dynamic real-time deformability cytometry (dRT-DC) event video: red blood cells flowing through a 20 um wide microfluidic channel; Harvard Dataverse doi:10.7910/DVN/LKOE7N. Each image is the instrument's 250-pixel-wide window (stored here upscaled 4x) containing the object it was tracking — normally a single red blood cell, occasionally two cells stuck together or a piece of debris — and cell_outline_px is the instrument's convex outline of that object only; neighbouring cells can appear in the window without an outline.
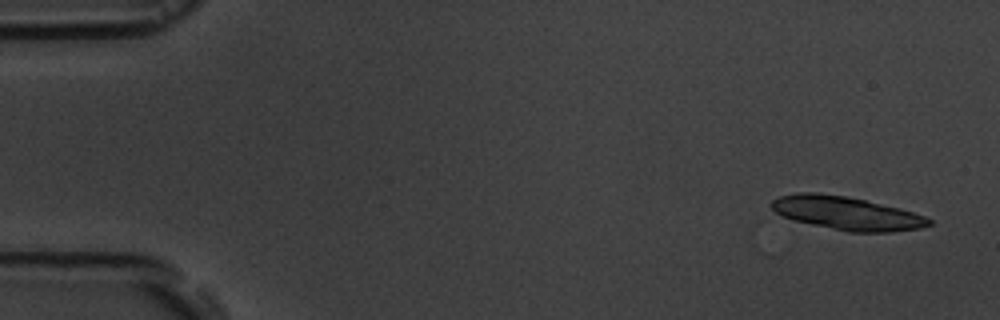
{"species": "common noctule bat (a hibernating species)", "species_latin": "Nyctalus noctula", "temperature_condition": "room temperature", "stored_images_in_passage": 6, "camera_frame_rate_fps": 3000, "um_per_image_px": 0.085, "animal": {"sex": "male", "body_mass_g": 19.5, "forearm_length_mm": 54.6}, "frame": {"image": 1, "passage_image": 1, "time_ms": 0.0, "image_size_px": [1000, 320], "cell_outline_px": [[932, 224], [920, 228], [892, 232], [848, 232], [792, 220], [776, 212], [772, 208], [772, 200], [780, 196], [800, 192], [816, 192], [844, 196], [864, 200], [900, 208], [924, 216], [932, 220]], "centroid_in_image_um": [71.97, 18.13], "position_along_channel_um": 13.0, "area_um2": 30.4}}